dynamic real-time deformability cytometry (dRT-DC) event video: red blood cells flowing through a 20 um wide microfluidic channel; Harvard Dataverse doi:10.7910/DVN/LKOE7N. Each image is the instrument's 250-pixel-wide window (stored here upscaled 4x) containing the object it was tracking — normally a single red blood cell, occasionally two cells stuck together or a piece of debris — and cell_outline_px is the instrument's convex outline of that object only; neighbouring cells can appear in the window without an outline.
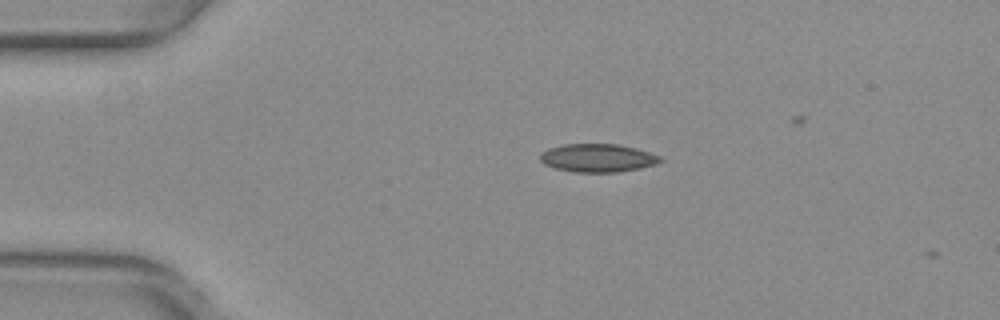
{"species": "common noctule bat (a hibernating species)", "species_latin": "Nyctalus noctula", "temperature_condition": "warm", "stored_images_in_passage": 3, "camera_frame_rate_fps": 3000, "um_per_image_px": 0.085, "animal": {"sex": "female", "body_mass_g": 29.2, "forearm_length_mm": 56.3}, "frame": {"image": 1, "passage_image": 1, "time_ms": 0.0, "image_size_px": [1000, 320], "cell_outline_px": [[664, 160], [656, 164], [640, 168], [616, 172], [576, 172], [556, 168], [544, 164], [540, 160], [540, 152], [548, 148], [564, 144], [616, 144], [636, 148], [660, 156]], "centroid_in_image_um": [50.79, 13.42], "position_along_channel_um": 34.2, "area_um2": 19.71}}